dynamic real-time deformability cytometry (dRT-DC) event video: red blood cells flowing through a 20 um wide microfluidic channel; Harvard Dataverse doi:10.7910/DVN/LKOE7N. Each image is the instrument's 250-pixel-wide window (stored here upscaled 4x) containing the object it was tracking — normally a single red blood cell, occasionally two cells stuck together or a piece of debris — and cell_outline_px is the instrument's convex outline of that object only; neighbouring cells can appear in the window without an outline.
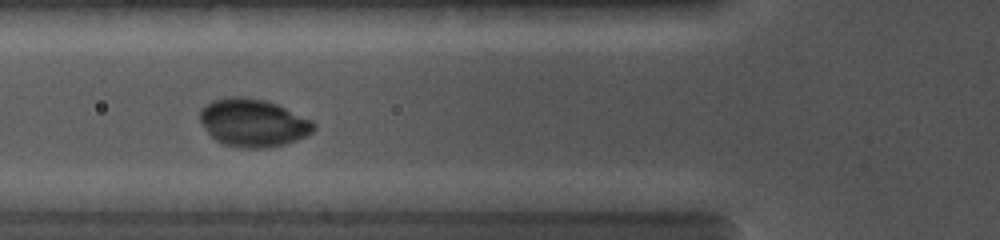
{"species": "common noctule bat (a hibernating species)", "species_latin": "Nyctalus noctula", "temperature_condition": "cold", "stored_images_in_passage": 7, "camera_frame_rate_fps": 5000, "um_per_image_px": 0.085, "animal": {"sex": "female", "body_mass_g": 19.0, "forearm_length_mm": 56.7}, "frame": {"image": 1, "passage_image": 4, "time_ms": 3.0, "image_size_px": [1000, 240], "cell_outline_px": [[316, 128], [308, 136], [284, 144], [268, 148], [240, 148], [224, 144], [216, 140], [208, 132], [200, 120], [200, 112], [204, 104], [212, 100], [228, 96], [244, 96], [264, 100], [276, 104], [312, 120], [316, 124]], "centroid_in_image_um": [21.52, 10.43], "position_along_channel_um": 104.3, "area_um2": 31.85}}